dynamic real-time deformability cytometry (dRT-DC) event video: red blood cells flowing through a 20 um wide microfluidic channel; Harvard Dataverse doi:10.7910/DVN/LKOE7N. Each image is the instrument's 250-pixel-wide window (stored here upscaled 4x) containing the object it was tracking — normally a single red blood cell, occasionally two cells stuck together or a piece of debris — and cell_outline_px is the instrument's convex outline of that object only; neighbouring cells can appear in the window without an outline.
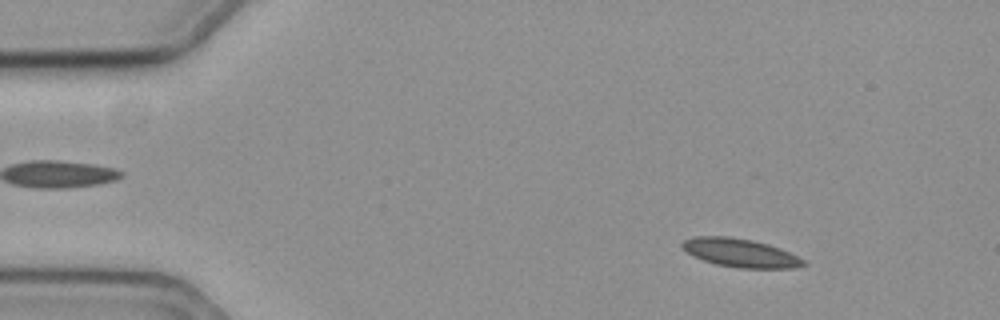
{"species": "common noctule bat (a hibernating species)", "species_latin": "Nyctalus noctula", "temperature_condition": "cold", "stored_images_in_passage": 58, "camera_frame_rate_fps": 3000, "um_per_image_px": 0.085, "animal": {"sex": "female", "body_mass_g": 19.3, "forearm_length_mm": 54.1}, "frame": {"image": 1, "passage_image": 7, "time_ms": 2.0, "image_size_px": [1000, 320], "cell_outline_px": [[808, 264], [796, 268], [736, 268], [716, 264], [692, 256], [680, 244], [684, 240], [696, 236], [728, 236], [752, 240], [768, 244], [780, 248], [804, 260]], "centroid_in_image_um": [62.93, 21.5], "position_along_channel_um": 22.1, "area_um2": 20.06}}
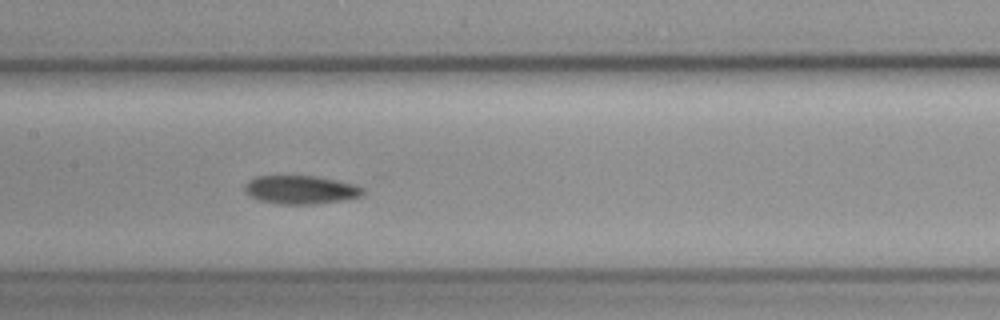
{"frame": {"image": 2, "passage_image": 28, "time_ms": 9.0, "image_size_px": [1000, 320], "cell_outline_px": [[364, 196], [348, 200], [312, 204], [280, 204], [260, 200], [248, 196], [244, 192], [244, 184], [248, 180], [256, 176], [316, 176], [356, 184], [364, 188]], "centroid_in_image_um": [25.58, 16.13], "position_along_channel_um": 181.8, "area_um2": 19.94}}
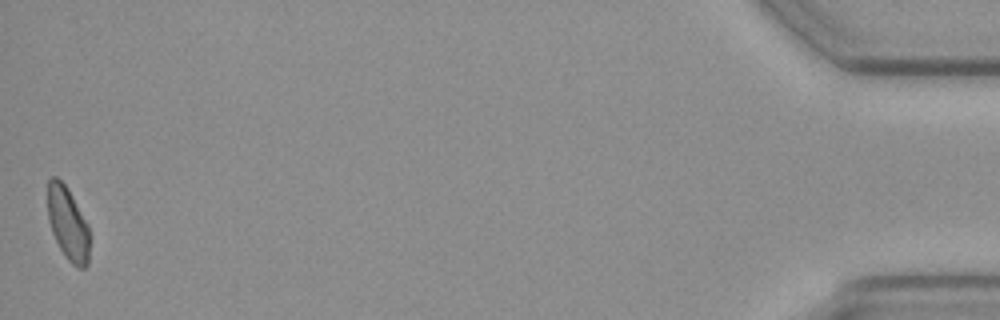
{"frame": {"image": 3, "passage_image": 58, "time_ms": 19.0, "image_size_px": [1000, 320], "cell_outline_px": [[88, 264], [84, 268], [76, 268], [68, 260], [60, 248], [52, 232], [48, 220], [48, 180], [52, 176], [56, 176], [68, 188], [88, 224]], "centroid_in_image_um": [5.76, 18.99], "position_along_channel_um": 429.4, "area_um2": 17.74}}